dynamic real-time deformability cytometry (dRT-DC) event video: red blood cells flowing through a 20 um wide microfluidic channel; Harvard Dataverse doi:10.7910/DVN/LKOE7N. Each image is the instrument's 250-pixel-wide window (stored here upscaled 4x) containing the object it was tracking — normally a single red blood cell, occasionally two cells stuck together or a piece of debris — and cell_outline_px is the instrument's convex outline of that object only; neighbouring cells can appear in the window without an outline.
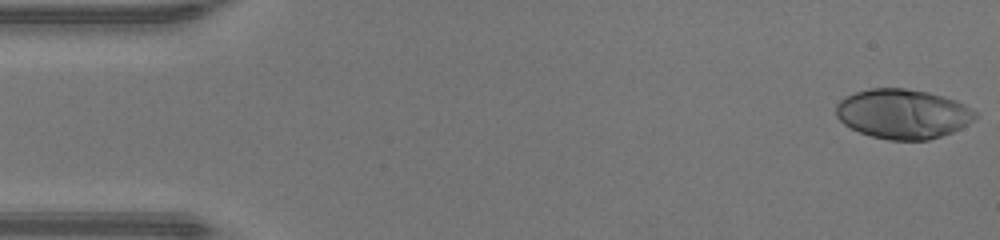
{"species": "human", "species_latin": "Homo sapiens", "temperature_condition": "warm", "stored_images_in_passage": 48, "camera_frame_rate_fps": 3000, "um_per_image_px": 0.085, "donor": {"sex": "male"}, "frame": {"image": 1, "passage_image": 1, "time_ms": 0.0, "image_size_px": [1000, 240], "cell_outline_px": [[976, 116], [968, 124], [952, 132], [928, 140], [888, 140], [872, 136], [860, 132], [844, 124], [836, 116], [836, 104], [844, 96], [856, 92], [872, 88], [904, 88], [928, 92], [956, 100], [964, 104], [976, 112]], "centroid_in_image_um": [76.72, 9.67], "position_along_channel_um": 8.3, "area_um2": 40.11}}
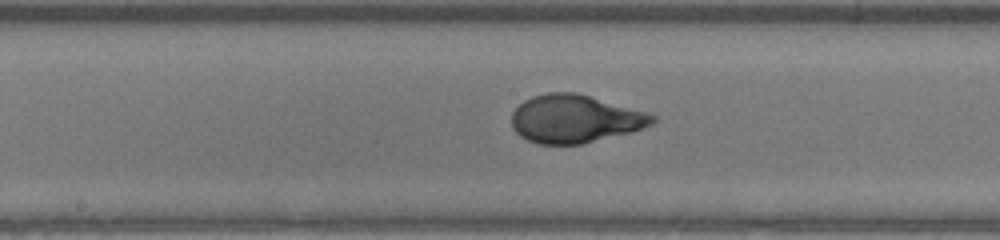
{"frame": {"image": 2, "passage_image": 24, "time_ms": 7.667, "image_size_px": [1000, 240], "cell_outline_px": [[656, 120], [652, 124], [644, 128], [632, 132], [580, 144], [536, 144], [520, 136], [512, 128], [512, 112], [524, 100], [532, 96], [548, 92], [576, 92], [648, 112], [656, 116]], "centroid_in_image_um": [48.88, 10.1], "position_along_channel_um": 199.3, "area_um2": 39.54}}
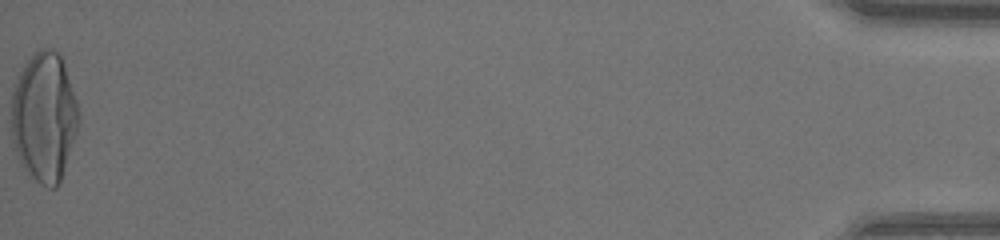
{"frame": {"image": 3, "passage_image": 48, "time_ms": 15.667, "image_size_px": [1000, 240], "cell_outline_px": [[80, 120], [60, 184], [56, 188], [48, 188], [40, 184], [20, 164], [12, 140], [12, 92], [20, 72], [24, 64], [40, 48], [52, 48], [60, 52], [80, 112]], "centroid_in_image_um": [3.77, 9.95], "position_along_channel_um": 431.4, "area_um2": 50.81}, "authors_computed_cell_mechanics": {"area_um2": 39.3329, "velocity_mm_per_s": 4.3027, "shape_relaxation_time_tau1_ms": 5.1811, "shape_relaxation_time_tau2_ms": null, "deformation_change_tau1": 0.3068, "deformation_change_tau2": null}}